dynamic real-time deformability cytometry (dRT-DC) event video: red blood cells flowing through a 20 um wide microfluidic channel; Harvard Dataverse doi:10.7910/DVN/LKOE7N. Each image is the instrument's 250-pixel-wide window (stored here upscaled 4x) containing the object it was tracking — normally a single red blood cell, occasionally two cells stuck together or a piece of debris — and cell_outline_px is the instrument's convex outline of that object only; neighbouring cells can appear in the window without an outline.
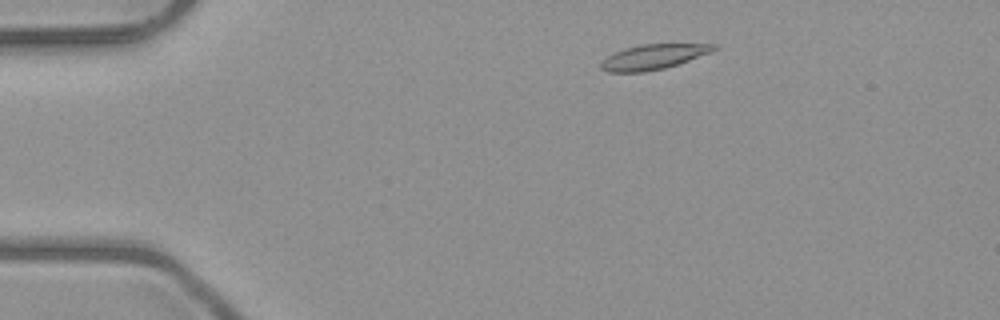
{"species": "common noctule bat (a hibernating species)", "species_latin": "Nyctalus noctula", "temperature_condition": "room temperature", "stored_images_in_passage": 47, "camera_frame_rate_fps": 3000, "um_per_image_px": 0.085, "animal": {"sex": "male", "body_mass_g": 23.1, "forearm_length_mm": 52.7}, "frame": {"image": 1, "passage_image": 5, "time_ms": 1.333, "image_size_px": [1000, 320], "cell_outline_px": [[720, 48], [712, 52], [664, 68], [644, 72], [608, 72], [600, 68], [600, 64], [608, 56], [624, 48], [640, 44], [720, 44]], "centroid_in_image_um": [55.57, 4.82], "position_along_channel_um": 29.4, "area_um2": 16.36}}
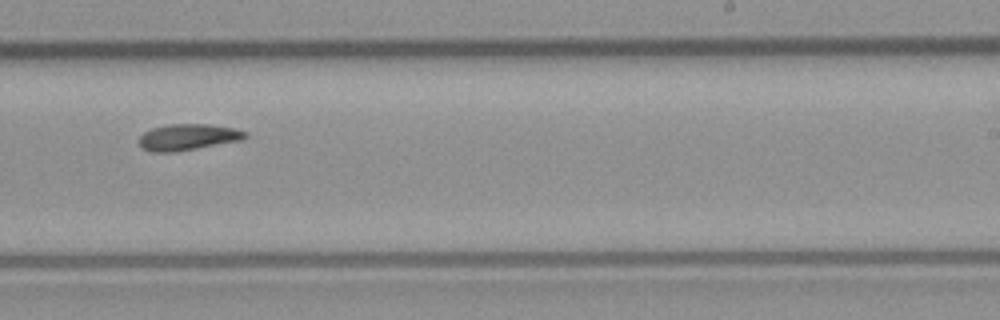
{"frame": {"image": 2, "passage_image": 28, "time_ms": 9.0, "image_size_px": [1000, 320], "cell_outline_px": [[248, 136], [244, 140], [176, 152], [152, 152], [140, 148], [140, 136], [144, 132], [152, 128], [168, 124], [208, 124], [236, 128], [248, 132]], "centroid_in_image_um": [16.02, 11.66], "position_along_channel_um": 273.0, "area_um2": 16.53}}
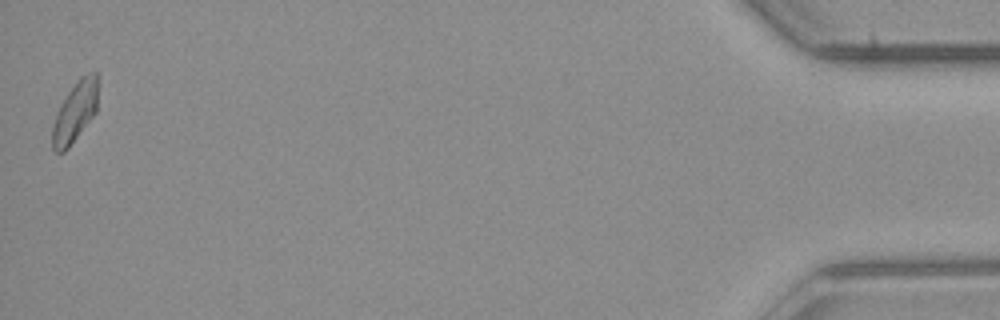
{"frame": {"image": 3, "passage_image": 47, "time_ms": 15.333, "image_size_px": [1000, 320], "cell_outline_px": [[96, 112], [68, 148], [64, 152], [56, 152], [52, 148], [52, 128], [60, 104], [68, 92], [80, 76], [88, 72], [96, 72]], "centroid_in_image_um": [6.35, 9.53], "position_along_channel_um": 428.8, "area_um2": 15.66}}